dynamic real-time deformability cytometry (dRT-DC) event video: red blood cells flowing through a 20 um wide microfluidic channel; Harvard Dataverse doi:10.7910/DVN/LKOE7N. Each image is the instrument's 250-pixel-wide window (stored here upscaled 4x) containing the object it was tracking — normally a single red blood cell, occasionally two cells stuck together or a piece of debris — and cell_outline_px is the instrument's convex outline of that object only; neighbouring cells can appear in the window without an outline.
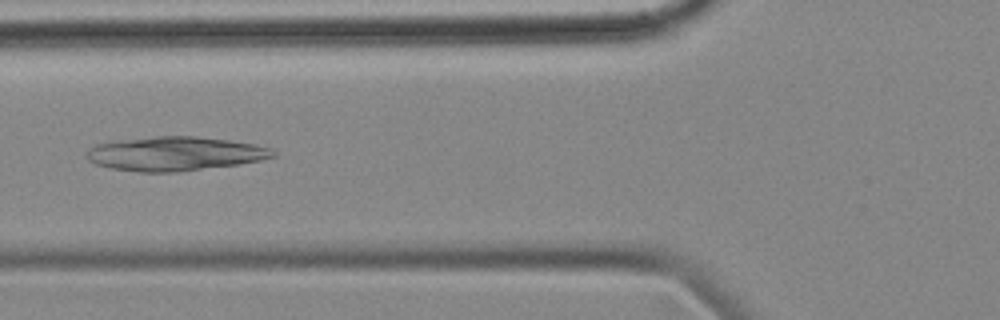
{"species": "common noctule bat (a hibernating species)", "species_latin": "Nyctalus noctula", "temperature_condition": "cold", "stored_images_in_passage": 55, "camera_frame_rate_fps": 3000, "um_per_image_px": 0.085, "animal": {"sex": "female", "body_mass_g": 18.4}, "frame": {"image": 1, "passage_image": 20, "time_ms": 6.333, "image_size_px": [1000, 320], "cell_outline_px": [[276, 156], [260, 160], [240, 164], [176, 172], [136, 172], [112, 168], [96, 164], [88, 160], [88, 148], [96, 144], [112, 140], [156, 136], [196, 136], [228, 140], [256, 144], [268, 148], [276, 152]], "centroid_in_image_um": [14.85, 13.06], "position_along_channel_um": 110.9, "area_um2": 37.11}}
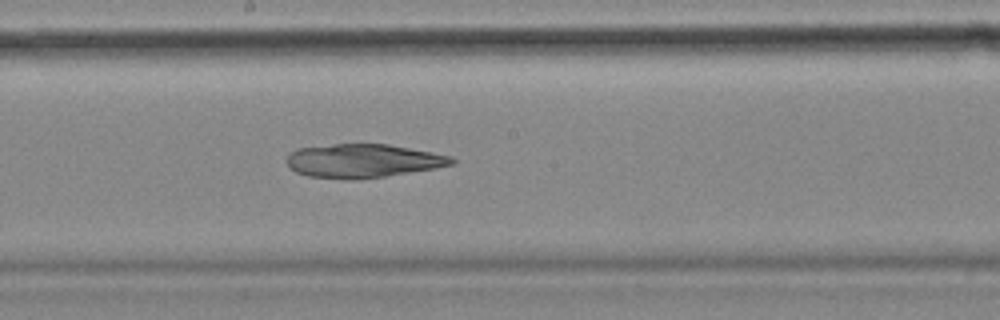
{"frame": {"image": 2, "passage_image": 29, "time_ms": 9.333, "image_size_px": [1000, 320], "cell_outline_px": [[456, 160], [452, 164], [436, 168], [384, 176], [352, 180], [344, 180], [308, 176], [296, 172], [284, 160], [288, 152], [296, 148], [336, 144], [388, 144], [432, 152], [452, 156]], "centroid_in_image_um": [30.8, 13.67], "position_along_channel_um": 217.4, "area_um2": 32.48}}
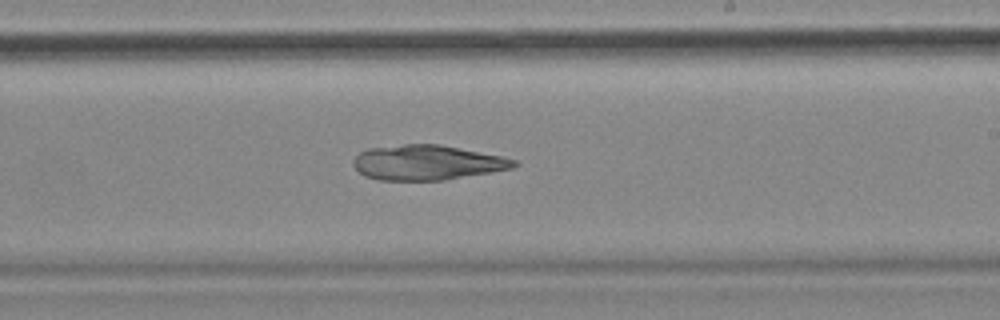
{"frame": {"image": 3, "passage_image": 32, "time_ms": 10.333, "image_size_px": [1000, 320], "cell_outline_px": [[520, 164], [512, 168], [444, 180], [376, 180], [364, 176], [352, 164], [352, 160], [360, 152], [368, 148], [404, 144], [440, 144], [500, 156], [516, 160]], "centroid_in_image_um": [36.26, 13.81], "position_along_channel_um": 252.7, "area_um2": 32.6}}